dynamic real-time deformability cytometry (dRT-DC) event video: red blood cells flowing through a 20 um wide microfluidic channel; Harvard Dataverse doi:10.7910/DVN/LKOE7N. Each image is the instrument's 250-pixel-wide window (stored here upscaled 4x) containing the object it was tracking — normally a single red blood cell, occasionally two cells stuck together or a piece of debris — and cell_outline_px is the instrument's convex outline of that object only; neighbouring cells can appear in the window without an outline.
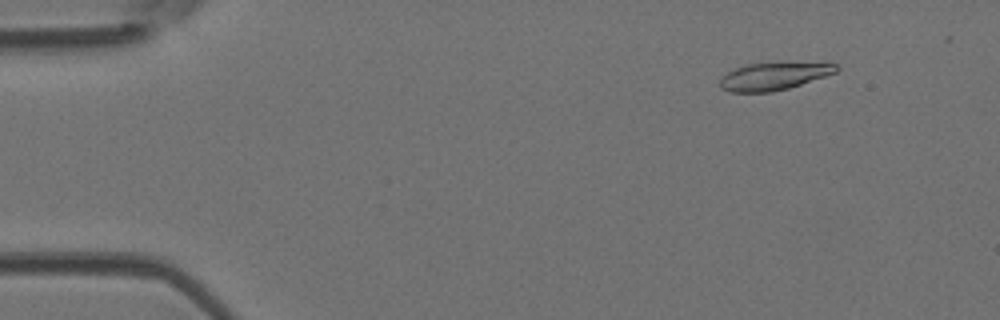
{"species": "Egyptian fruit bat (a non-hibernating species)", "species_latin": "Rousettus aegyptiacus", "temperature_condition": "room temperature", "stored_images_in_passage": 3, "camera_frame_rate_fps": 3000, "um_per_image_px": 0.085, "animal": {"sex": "female"}, "frame": {"image": 1, "passage_image": 1, "time_ms": 0.0, "image_size_px": [1000, 320], "cell_outline_px": [[840, 68], [836, 72], [788, 88], [772, 92], [732, 92], [720, 88], [720, 80], [728, 72], [736, 68], [748, 64], [836, 64]], "centroid_in_image_um": [65.71, 6.51], "position_along_channel_um": 19.3, "area_um2": 17.8}}